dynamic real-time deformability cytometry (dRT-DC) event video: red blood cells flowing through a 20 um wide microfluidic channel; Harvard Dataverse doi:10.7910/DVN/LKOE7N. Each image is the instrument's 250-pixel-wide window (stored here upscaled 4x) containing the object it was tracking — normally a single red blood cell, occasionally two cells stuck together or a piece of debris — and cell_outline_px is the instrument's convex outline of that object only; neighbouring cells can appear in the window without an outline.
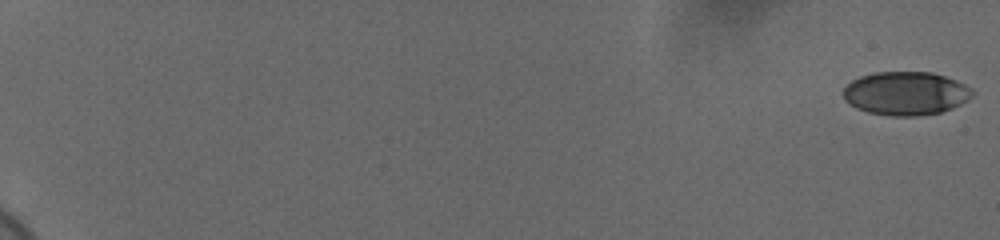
{"species": "human", "species_latin": "Homo sapiens", "temperature_condition": "cold", "stored_images_in_passage": 59, "camera_frame_rate_fps": 3000, "um_per_image_px": 0.085, "donor": {"sex": "female"}, "frame": {"image": 1, "passage_image": 1, "time_ms": 0.0, "image_size_px": [1000, 240], "cell_outline_px": [[972, 96], [968, 100], [952, 108], [940, 112], [916, 116], [892, 116], [868, 112], [856, 108], [844, 100], [844, 88], [852, 80], [860, 76], [876, 72], [932, 72], [956, 80], [972, 88]], "centroid_in_image_um": [76.99, 7.93], "position_along_channel_um": 8.0, "area_um2": 32.66}}
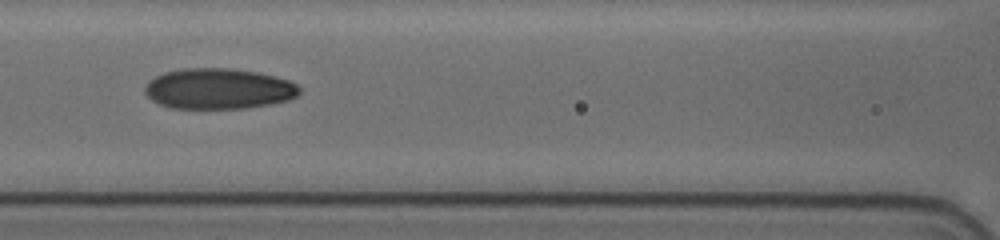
{"frame": {"image": 2, "passage_image": 31, "time_ms": 10.0, "image_size_px": [1000, 240], "cell_outline_px": [[300, 92], [296, 96], [288, 100], [272, 104], [244, 108], [172, 108], [160, 104], [152, 100], [144, 92], [144, 88], [148, 80], [164, 72], [180, 68], [232, 68], [256, 72], [288, 80], [296, 84], [300, 88]], "centroid_in_image_um": [18.55, 7.54], "position_along_channel_um": 148.0, "area_um2": 36.65}}
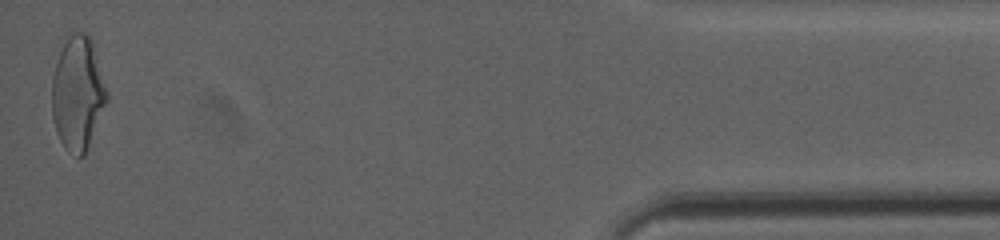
{"frame": {"image": 3, "passage_image": 59, "time_ms": 19.333, "image_size_px": [1000, 240], "cell_outline_px": [[108, 100], [84, 156], [76, 156], [68, 152], [64, 148], [56, 132], [52, 116], [52, 76], [60, 52], [64, 44], [76, 32], [88, 32], [92, 40], [108, 92]], "centroid_in_image_um": [6.62, 7.97], "position_along_channel_um": 428.6, "area_um2": 36.3}, "authors_computed_cell_mechanics": {"area_um2": 34.969, "velocity_mm_per_s": 3.713, "shape_relaxation_time_tau1_ms": 6.3298, "shape_relaxation_time_tau2_ms": 2.0502, "deformation_change_tau1": 0.1754, "deformation_change_tau2": 0.0842}}